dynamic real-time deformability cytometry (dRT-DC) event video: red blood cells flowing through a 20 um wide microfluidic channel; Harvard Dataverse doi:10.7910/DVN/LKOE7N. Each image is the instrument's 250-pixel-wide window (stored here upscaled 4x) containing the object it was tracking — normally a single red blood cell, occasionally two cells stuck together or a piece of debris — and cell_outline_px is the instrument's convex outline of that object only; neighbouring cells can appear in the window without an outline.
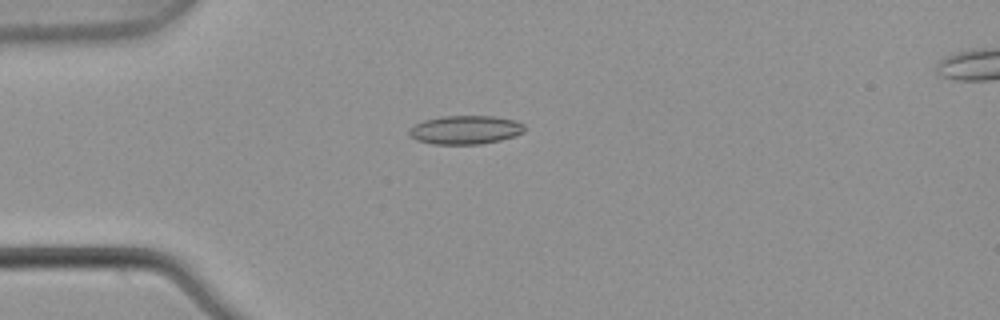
{"species": "common noctule bat (a hibernating species)", "species_latin": "Nyctalus noctula", "temperature_condition": "warm", "stored_images_in_passage": 6, "camera_frame_rate_fps": 3000, "um_per_image_px": 0.085, "animal": {"sex": "male", "body_mass_g": 21.5, "forearm_length_mm": 52.0}, "frame": {"image": 1, "passage_image": 4, "time_ms": 1.0, "image_size_px": [1000, 320], "cell_outline_px": [[524, 132], [516, 136], [500, 140], [480, 144], [432, 144], [416, 140], [408, 132], [408, 128], [424, 120], [444, 116], [492, 116], [516, 120], [524, 124]], "centroid_in_image_um": [39.57, 11.04], "position_along_channel_um": 45.4, "area_um2": 19.31}}
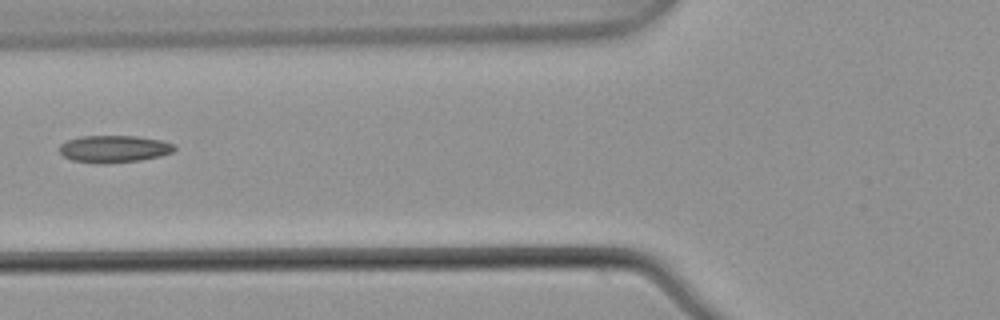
{"frame": {"image": 2, "passage_image": 6, "time_ms": 1.667, "image_size_px": [1000, 320], "cell_outline_px": [[176, 148], [172, 152], [160, 156], [140, 160], [72, 160], [64, 156], [60, 152], [60, 144], [68, 140], [80, 136], [136, 136], [160, 140], [176, 144]], "centroid_in_image_um": [9.75, 12.59], "position_along_channel_um": 116.0, "area_um2": 17.17}}